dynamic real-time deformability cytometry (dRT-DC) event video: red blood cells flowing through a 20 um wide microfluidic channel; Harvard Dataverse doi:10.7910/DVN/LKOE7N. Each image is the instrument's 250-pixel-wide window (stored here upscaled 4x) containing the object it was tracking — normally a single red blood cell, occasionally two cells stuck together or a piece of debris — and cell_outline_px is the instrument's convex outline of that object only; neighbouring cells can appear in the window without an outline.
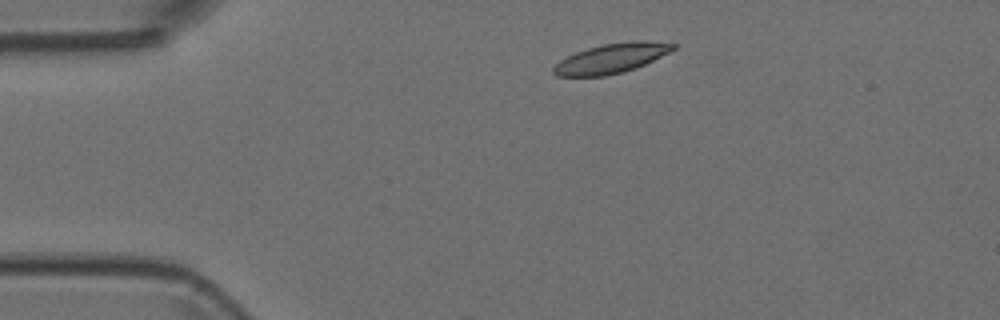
{"species": "Egyptian fruit bat (a non-hibernating species)", "species_latin": "Rousettus aegyptiacus", "temperature_condition": "room temperature", "stored_images_in_passage": 3, "camera_frame_rate_fps": 3000, "um_per_image_px": 0.085, "animal": {"sex": "female"}, "frame": {"image": 1, "passage_image": 1, "time_ms": 0.0, "image_size_px": [1000, 320], "cell_outline_px": [[680, 44], [676, 48], [644, 64], [620, 72], [604, 76], [556, 76], [552, 72], [552, 68], [560, 60], [576, 52], [588, 48], [604, 44], [632, 40], [644, 40]], "centroid_in_image_um": [51.96, 4.94], "position_along_channel_um": 33.0, "area_um2": 20.4}}
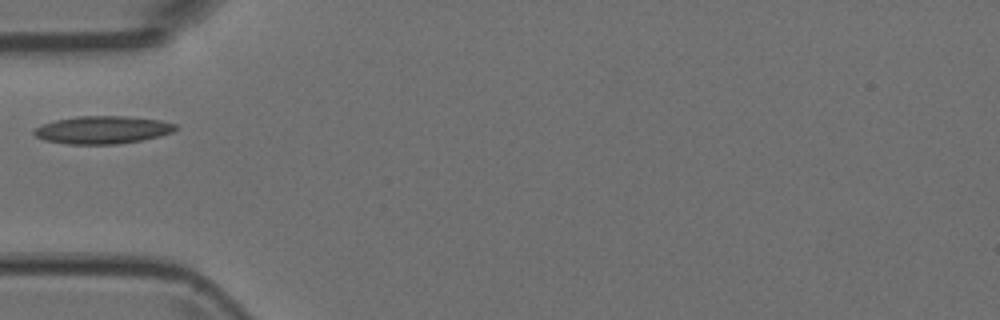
{"frame": {"image": 2, "passage_image": 3, "time_ms": 0.667, "image_size_px": [1000, 320], "cell_outline_px": [[180, 128], [172, 132], [160, 136], [140, 140], [116, 144], [68, 144], [44, 140], [36, 136], [32, 132], [36, 128], [44, 124], [56, 120], [76, 116], [124, 116], [160, 120], [176, 124]], "centroid_in_image_um": [8.74, 11.04], "position_along_channel_um": 76.3, "area_um2": 22.77}}